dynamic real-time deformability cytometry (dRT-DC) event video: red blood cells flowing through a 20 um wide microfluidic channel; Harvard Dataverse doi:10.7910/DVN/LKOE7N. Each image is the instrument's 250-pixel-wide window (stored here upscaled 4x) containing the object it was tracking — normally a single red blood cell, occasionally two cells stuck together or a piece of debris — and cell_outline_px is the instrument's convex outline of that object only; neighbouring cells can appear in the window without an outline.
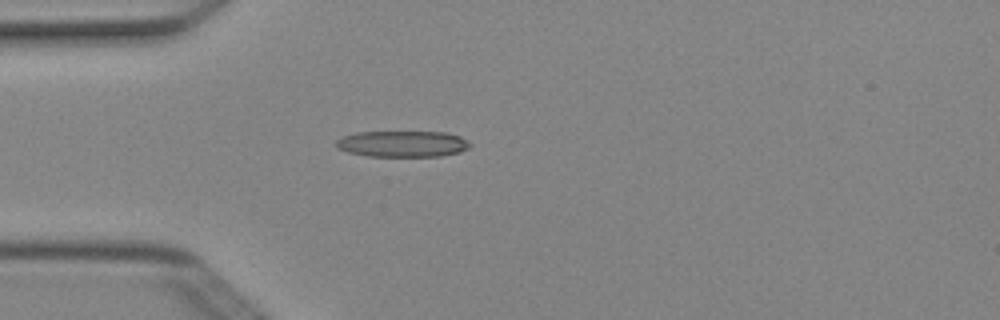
{"species": "Egyptian fruit bat (a non-hibernating species)", "species_latin": "Rousettus aegyptiacus", "temperature_condition": "cold", "stored_images_in_passage": 3, "camera_frame_rate_fps": 3000, "um_per_image_px": 0.085, "animal": {"sex": "female"}, "frame": {"image": 1, "passage_image": 3, "time_ms": 0.667, "image_size_px": [1000, 320], "cell_outline_px": [[472, 144], [468, 148], [460, 152], [440, 156], [368, 156], [348, 152], [336, 148], [336, 140], [340, 136], [356, 132], [448, 132], [460, 136], [468, 140]], "centroid_in_image_um": [34.21, 12.22], "position_along_channel_um": 50.8, "area_um2": 20.63}}